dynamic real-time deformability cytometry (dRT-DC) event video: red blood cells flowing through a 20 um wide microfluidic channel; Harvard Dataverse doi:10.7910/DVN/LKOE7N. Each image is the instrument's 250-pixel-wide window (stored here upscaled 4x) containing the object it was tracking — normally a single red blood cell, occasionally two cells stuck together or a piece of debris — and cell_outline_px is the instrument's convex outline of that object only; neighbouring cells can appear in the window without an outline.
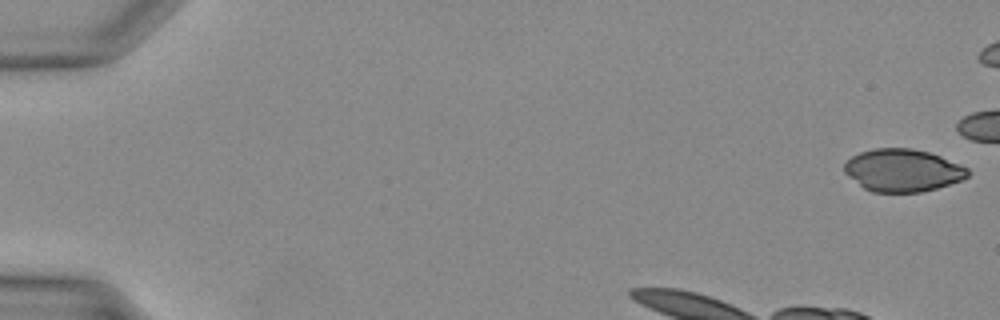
{"species": "Egyptian fruit bat (a non-hibernating species)", "species_latin": "Rousettus aegyptiacus", "temperature_condition": "warm", "stored_images_in_passage": 8, "camera_frame_rate_fps": 3000, "um_per_image_px": 0.085, "animal": {"sex": "female"}, "frame": {"image": 1, "passage_image": 1, "time_ms": 0.0, "image_size_px": [1000, 320], "cell_outline_px": [[972, 172], [968, 176], [960, 180], [936, 188], [920, 192], [872, 192], [864, 188], [844, 172], [844, 164], [852, 156], [860, 152], [872, 148], [912, 148], [928, 152], [940, 156], [960, 164], [968, 168]], "centroid_in_image_um": [76.73, 14.47], "position_along_channel_um": 8.3, "area_um2": 30.52}}